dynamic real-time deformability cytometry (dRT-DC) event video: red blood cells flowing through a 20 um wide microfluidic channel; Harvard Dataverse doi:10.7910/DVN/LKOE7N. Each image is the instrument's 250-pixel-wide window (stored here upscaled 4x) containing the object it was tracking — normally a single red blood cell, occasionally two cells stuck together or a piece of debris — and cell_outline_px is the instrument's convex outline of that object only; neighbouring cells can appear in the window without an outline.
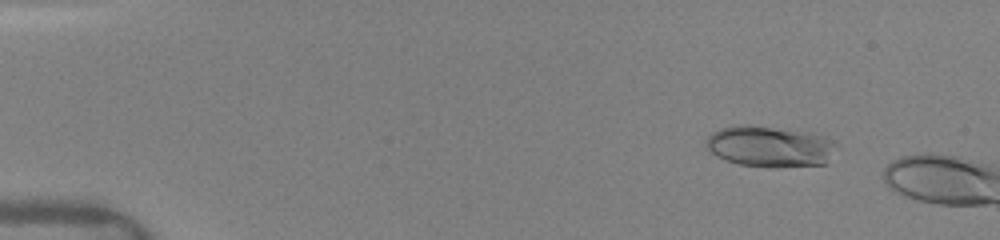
{"species": "human", "species_latin": "Homo sapiens", "temperature_condition": "warm", "stored_images_in_passage": 4, "camera_frame_rate_fps": 3000, "um_per_image_px": 0.085, "donor": {"sex": "female"}, "frame": {"image": 1, "passage_image": 2, "time_ms": 0.667, "image_size_px": [1000, 240], "cell_outline_px": [[832, 144], [824, 164], [776, 168], [768, 168], [740, 164], [716, 156], [704, 144], [708, 136], [712, 132], [720, 128], [740, 124], [748, 124], [812, 132], [824, 136]], "centroid_in_image_um": [65.32, 12.43], "position_along_channel_um": 19.7, "area_um2": 30.81}}